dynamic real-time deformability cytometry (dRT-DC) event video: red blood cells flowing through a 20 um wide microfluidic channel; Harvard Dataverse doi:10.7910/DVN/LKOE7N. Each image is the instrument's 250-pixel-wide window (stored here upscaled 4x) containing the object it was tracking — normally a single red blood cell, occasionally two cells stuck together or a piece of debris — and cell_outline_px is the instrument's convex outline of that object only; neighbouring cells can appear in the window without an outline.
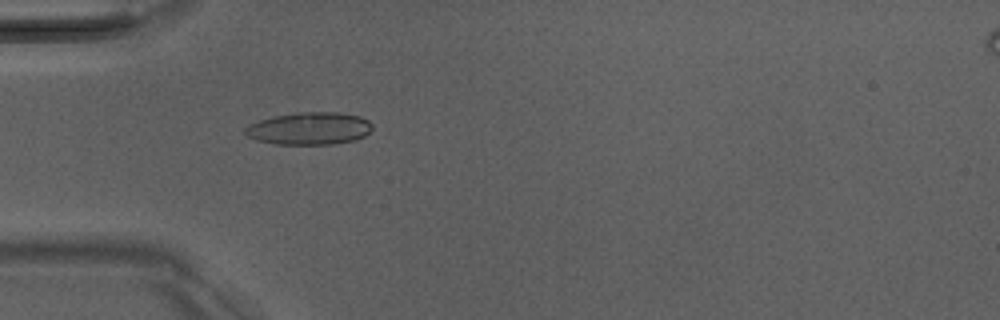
{"species": "Egyptian fruit bat (a non-hibernating species)", "species_latin": "Rousettus aegyptiacus", "temperature_condition": "room temperature", "stored_images_in_passage": 42, "camera_frame_rate_fps": 3000, "um_per_image_px": 0.085, "animal": {"sex": "male"}, "frame": {"image": 1, "passage_image": 7, "time_ms": 2.0, "image_size_px": [1000, 320], "cell_outline_px": [[372, 128], [364, 136], [356, 140], [332, 144], [276, 144], [256, 140], [248, 136], [244, 132], [244, 128], [260, 120], [276, 116], [300, 112], [340, 112], [360, 116], [368, 120], [372, 124]], "centroid_in_image_um": [26.33, 10.92], "position_along_channel_um": 58.7, "area_um2": 23.93}}
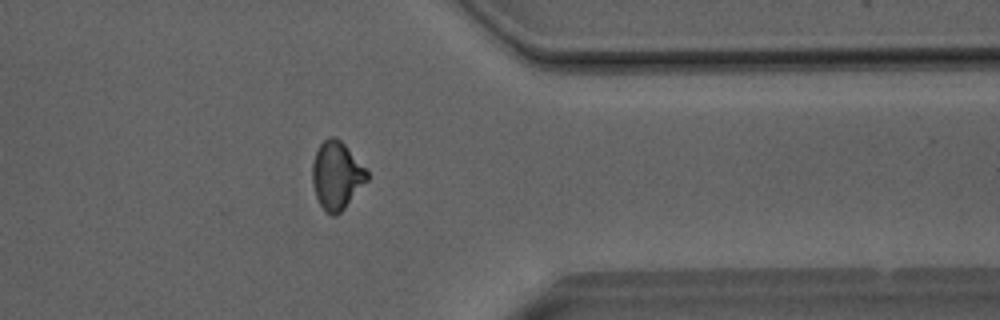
{"frame": {"image": 2, "passage_image": 32, "time_ms": 10.333, "image_size_px": [1000, 320], "cell_outline_px": [[368, 180], [344, 208], [336, 216], [332, 216], [324, 212], [316, 196], [312, 180], [312, 164], [316, 152], [320, 144], [328, 136], [336, 136], [368, 168]], "centroid_in_image_um": [28.63, 14.9], "position_along_channel_um": 382.8, "area_um2": 21.79}}
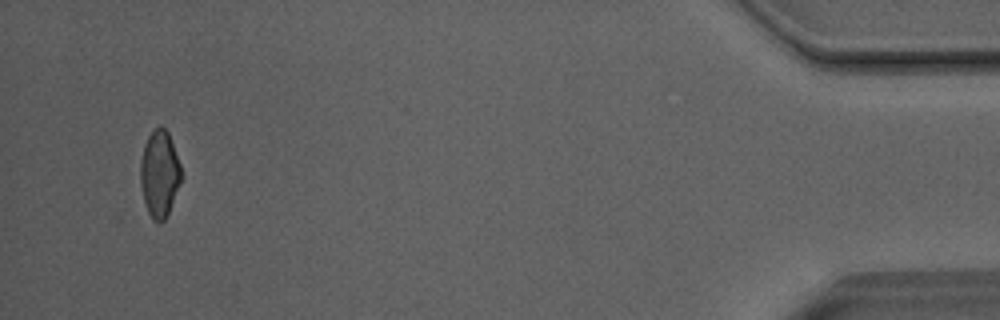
{"frame": {"image": 3, "passage_image": 40, "time_ms": 13.0, "image_size_px": [1000, 320], "cell_outline_px": [[184, 176], [168, 212], [164, 220], [160, 224], [152, 220], [148, 212], [144, 200], [140, 184], [140, 160], [144, 144], [148, 136], [160, 124], [168, 132], [180, 164]], "centroid_in_image_um": [13.56, 14.78], "position_along_channel_um": 421.6, "area_um2": 20.81}, "authors_computed_cell_mechanics": {"area_um2": 21.7617, "velocity_mm_per_s": 4.0621, "shape_relaxation_time_tau1_ms": null, "shape_relaxation_time_tau2_ms": 2.0942, "deformation_change_tau1": null, "deformation_change_tau2": 0.0817}}